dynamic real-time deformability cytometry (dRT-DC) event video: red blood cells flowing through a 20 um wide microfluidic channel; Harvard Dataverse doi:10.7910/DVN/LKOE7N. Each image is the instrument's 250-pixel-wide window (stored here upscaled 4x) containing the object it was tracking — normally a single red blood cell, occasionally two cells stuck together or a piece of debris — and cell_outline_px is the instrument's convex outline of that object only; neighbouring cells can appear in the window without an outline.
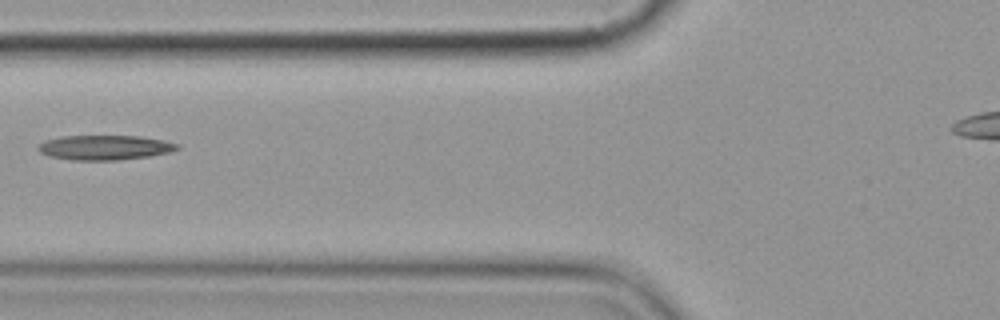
{"species": "common noctule bat (a hibernating species)", "species_latin": "Nyctalus noctula", "temperature_condition": "cold", "stored_images_in_passage": 7, "camera_frame_rate_fps": 3000, "um_per_image_px": 0.085, "animal": {"sex": "female", "body_mass_g": 19.9}, "frame": {"image": 1, "passage_image": 4, "time_ms": 3.333, "image_size_px": [1000, 320], "cell_outline_px": [[180, 148], [168, 152], [148, 156], [120, 160], [72, 160], [48, 156], [40, 152], [36, 148], [44, 140], [60, 136], [140, 136], [164, 140], [180, 144]], "centroid_in_image_um": [8.88, 12.53], "position_along_channel_um": 116.9, "area_um2": 20.11}}
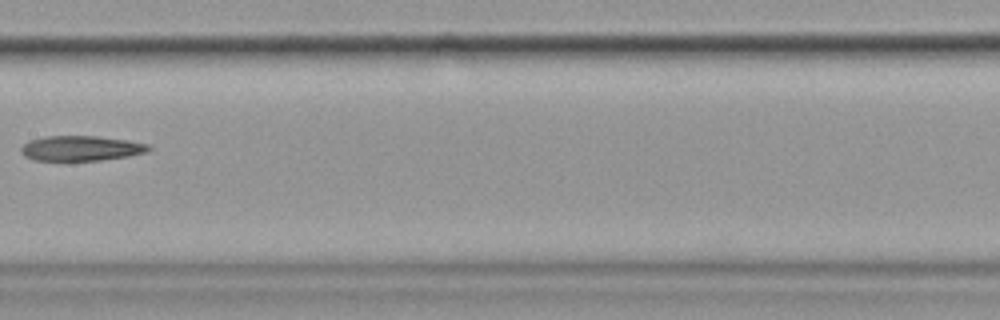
{"frame": {"image": 2, "passage_image": 6, "time_ms": 5.667, "image_size_px": [1000, 320], "cell_outline_px": [[152, 148], [148, 152], [128, 156], [100, 160], [32, 160], [24, 156], [20, 152], [20, 148], [28, 140], [44, 136], [100, 136], [128, 140], [148, 144]], "centroid_in_image_um": [6.87, 12.59], "position_along_channel_um": 200.5, "area_um2": 18.79}}
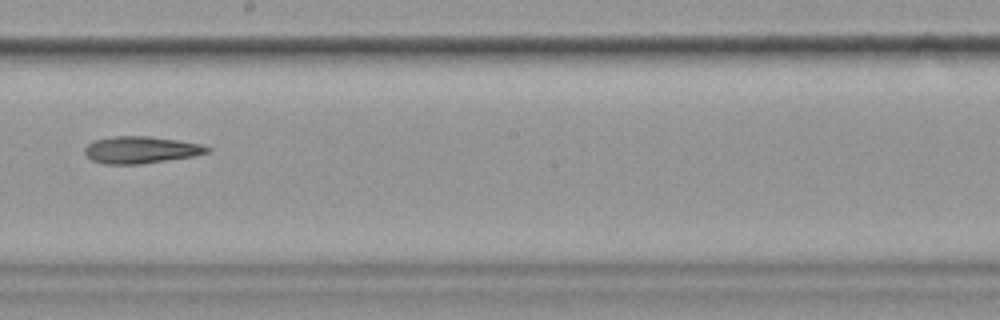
{"frame": {"image": 3, "passage_image": 7, "time_ms": 6.667, "image_size_px": [1000, 320], "cell_outline_px": [[212, 152], [196, 156], [140, 164], [104, 164], [92, 160], [84, 152], [84, 148], [88, 144], [96, 140], [112, 136], [148, 136], [176, 140], [200, 144], [212, 148]], "centroid_in_image_um": [12.01, 12.74], "position_along_channel_um": 236.2, "area_um2": 19.31}}